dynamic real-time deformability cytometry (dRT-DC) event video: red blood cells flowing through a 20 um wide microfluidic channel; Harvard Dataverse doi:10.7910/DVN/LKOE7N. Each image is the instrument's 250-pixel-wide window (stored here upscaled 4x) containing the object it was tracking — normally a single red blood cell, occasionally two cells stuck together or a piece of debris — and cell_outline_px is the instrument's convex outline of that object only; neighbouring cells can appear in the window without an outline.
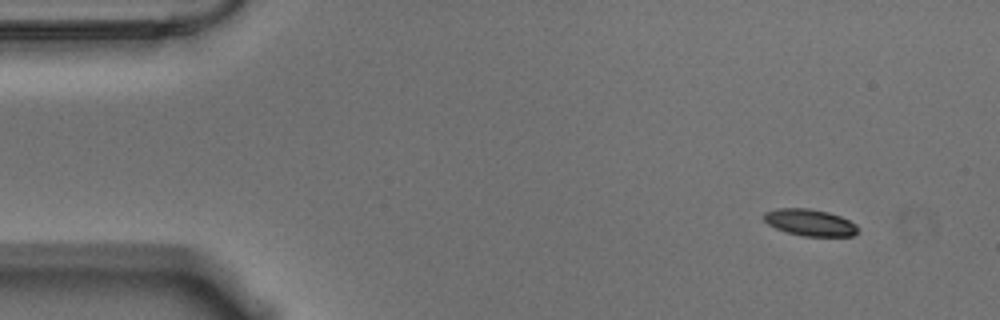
{"species": "Egyptian fruit bat (a non-hibernating species)", "species_latin": "Rousettus aegyptiacus", "temperature_condition": "warm", "stored_images_in_passage": 10, "camera_frame_rate_fps": 3000, "um_per_image_px": 0.085, "animal": {"sex": "male"}, "frame": {"image": 1, "passage_image": 1, "time_ms": 0.0, "image_size_px": [1000, 320], "cell_outline_px": [[856, 232], [852, 236], [804, 236], [784, 232], [768, 224], [764, 220], [764, 212], [776, 208], [808, 208], [828, 212], [840, 216], [856, 224]], "centroid_in_image_um": [68.8, 18.91], "position_along_channel_um": 16.2, "area_um2": 14.57}}